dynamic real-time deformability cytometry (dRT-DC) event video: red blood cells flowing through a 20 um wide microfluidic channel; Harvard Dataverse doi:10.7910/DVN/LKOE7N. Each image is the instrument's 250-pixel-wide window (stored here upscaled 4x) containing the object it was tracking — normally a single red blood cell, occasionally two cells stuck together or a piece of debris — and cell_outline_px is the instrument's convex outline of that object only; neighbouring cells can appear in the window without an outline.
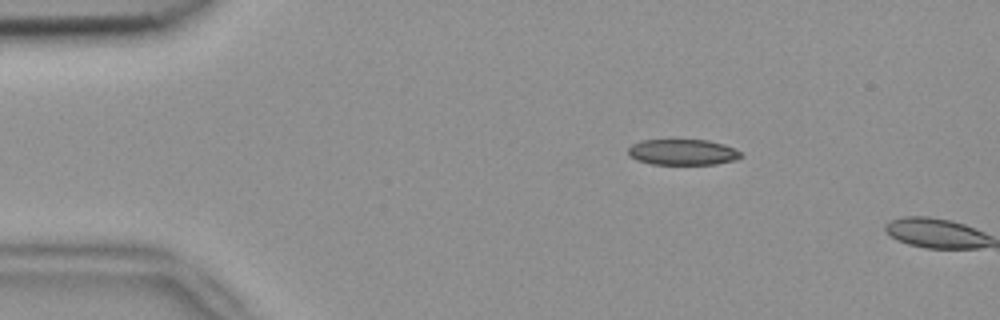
{"species": "common noctule bat (a hibernating species)", "species_latin": "Nyctalus noctula", "temperature_condition": "room temperature", "stored_images_in_passage": 2, "camera_frame_rate_fps": 3000, "um_per_image_px": 0.085, "animal": {"sex": "female", "body_mass_g": 18.4}, "frame": {"image": 1, "passage_image": 1, "time_ms": 0.0, "image_size_px": [1000, 320], "cell_outline_px": [[744, 156], [736, 160], [716, 164], [652, 164], [636, 160], [628, 156], [628, 148], [632, 144], [640, 140], [672, 136], [708, 140], [724, 144], [740, 152]], "centroid_in_image_um": [57.97, 12.87], "position_along_channel_um": 27.0, "area_um2": 18.03}}